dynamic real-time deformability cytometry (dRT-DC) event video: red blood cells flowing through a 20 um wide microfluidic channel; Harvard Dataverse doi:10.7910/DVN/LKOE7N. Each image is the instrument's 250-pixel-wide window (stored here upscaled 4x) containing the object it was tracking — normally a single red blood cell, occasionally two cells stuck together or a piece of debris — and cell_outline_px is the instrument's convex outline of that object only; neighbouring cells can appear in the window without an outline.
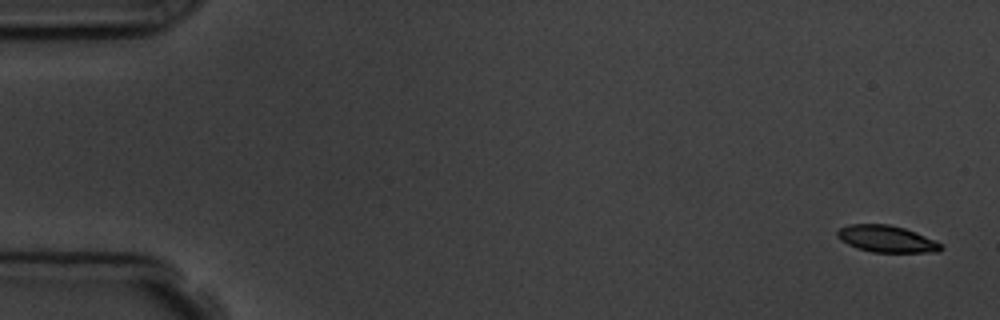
{"species": "common noctule bat (a hibernating species)", "species_latin": "Nyctalus noctula", "temperature_condition": "room temperature", "stored_images_in_passage": 4, "camera_frame_rate_fps": 3000, "um_per_image_px": 0.085, "animal": {"sex": "male", "body_mass_g": 19.5, "forearm_length_mm": 54.6}, "frame": {"image": 1, "passage_image": 1, "time_ms": 0.0, "image_size_px": [1000, 320], "cell_outline_px": [[944, 248], [940, 252], [872, 252], [856, 248], [840, 240], [836, 236], [836, 232], [840, 228], [848, 224], [888, 224], [904, 228], [916, 232], [936, 240], [944, 244]], "centroid_in_image_um": [75.39, 20.31], "position_along_channel_um": 9.6, "area_um2": 16.42}}
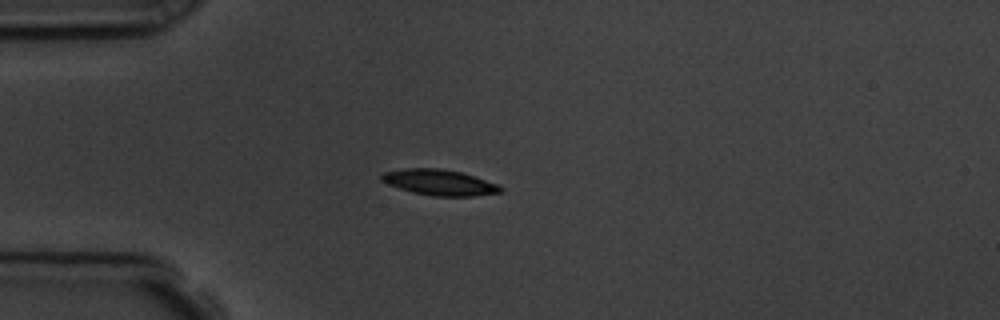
{"frame": {"image": 2, "passage_image": 4, "time_ms": 4.333, "image_size_px": [1000, 320], "cell_outline_px": [[504, 192], [476, 196], [432, 196], [412, 192], [388, 184], [380, 180], [380, 176], [384, 172], [404, 168], [440, 168], [460, 172], [500, 184], [504, 188]], "centroid_in_image_um": [37.4, 15.51], "position_along_channel_um": 47.6, "area_um2": 18.03}}